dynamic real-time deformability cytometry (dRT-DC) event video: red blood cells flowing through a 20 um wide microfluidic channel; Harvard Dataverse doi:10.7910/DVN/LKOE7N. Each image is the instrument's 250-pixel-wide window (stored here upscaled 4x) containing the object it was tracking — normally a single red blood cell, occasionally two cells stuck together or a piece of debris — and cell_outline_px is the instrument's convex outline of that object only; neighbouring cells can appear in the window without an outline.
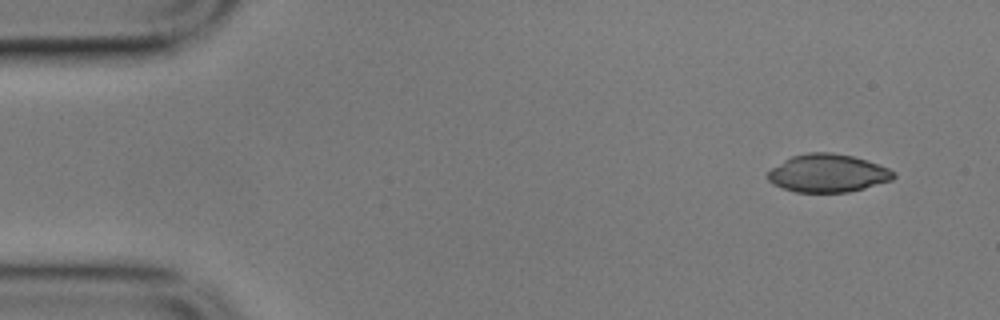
{"species": "common noctule bat (a hibernating species)", "species_latin": "Nyctalus noctula", "temperature_condition": "cold", "stored_images_in_passage": 4, "camera_frame_rate_fps": 3000, "um_per_image_px": 0.085, "animal": {"sex": "male", "body_mass_g": 17.9}, "frame": {"image": 1, "passage_image": 1, "time_ms": 0.0, "image_size_px": [1000, 320], "cell_outline_px": [[896, 176], [892, 180], [864, 188], [848, 192], [796, 192], [772, 184], [768, 180], [768, 172], [772, 168], [784, 160], [792, 156], [808, 152], [832, 152], [852, 156], [888, 168], [896, 172]], "centroid_in_image_um": [70.36, 14.72], "position_along_channel_um": 14.6, "area_um2": 27.69}}